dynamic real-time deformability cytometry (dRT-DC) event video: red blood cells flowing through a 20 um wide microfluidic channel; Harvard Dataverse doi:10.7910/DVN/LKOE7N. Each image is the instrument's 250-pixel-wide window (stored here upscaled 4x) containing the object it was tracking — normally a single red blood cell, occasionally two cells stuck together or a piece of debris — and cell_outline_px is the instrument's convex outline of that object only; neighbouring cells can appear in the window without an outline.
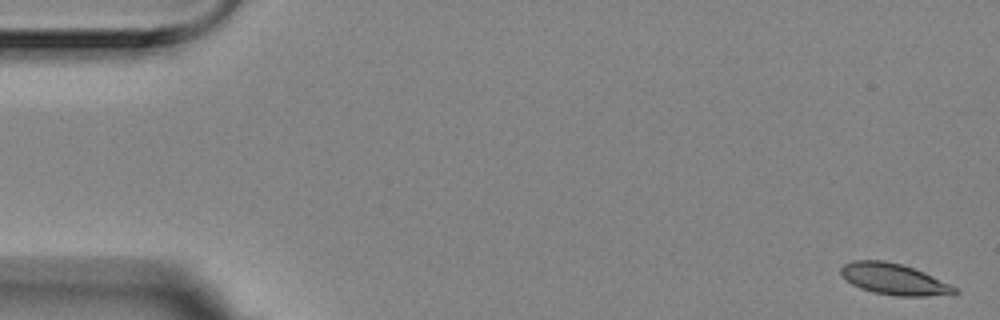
{"species": "Egyptian fruit bat (a non-hibernating species)", "species_latin": "Rousettus aegyptiacus", "temperature_condition": "room temperature", "stored_images_in_passage": 3, "camera_frame_rate_fps": 3000, "um_per_image_px": 0.085, "animal": {"sex": "female"}, "frame": {"image": 1, "passage_image": 1, "time_ms": 0.0, "image_size_px": [1000, 320], "cell_outline_px": [[960, 292], [956, 296], [896, 296], [872, 292], [860, 288], [852, 284], [840, 272], [840, 268], [844, 264], [852, 260], [884, 260], [900, 264], [924, 272], [956, 288]], "centroid_in_image_um": [76.03, 23.75], "position_along_channel_um": 9.0, "area_um2": 20.75}}